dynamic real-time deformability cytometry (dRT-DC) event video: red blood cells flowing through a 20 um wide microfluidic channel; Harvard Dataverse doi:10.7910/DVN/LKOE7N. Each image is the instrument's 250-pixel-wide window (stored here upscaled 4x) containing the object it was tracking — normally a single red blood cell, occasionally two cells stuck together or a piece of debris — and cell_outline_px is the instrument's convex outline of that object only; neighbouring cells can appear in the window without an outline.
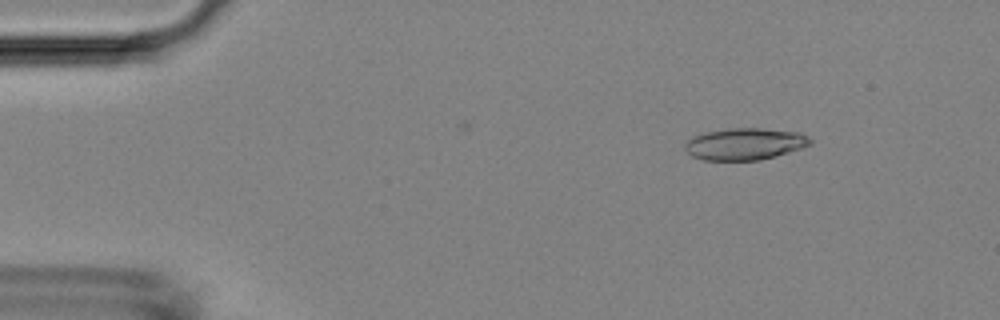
{"species": "Egyptian fruit bat (a non-hibernating species)", "species_latin": "Rousettus aegyptiacus", "temperature_condition": "room temperature", "stored_images_in_passage": 51, "camera_frame_rate_fps": 3000, "um_per_image_px": 0.085, "animal": {"sex": "female"}, "frame": {"image": 1, "passage_image": 6, "time_ms": 1.667, "image_size_px": [1000, 320], "cell_outline_px": [[812, 144], [776, 156], [760, 160], [704, 160], [692, 156], [684, 148], [684, 144], [692, 136], [708, 132], [728, 128], [764, 128], [800, 132], [808, 136], [812, 140]], "centroid_in_image_um": [63.32, 12.23], "position_along_channel_um": 21.7, "area_um2": 23.29}}
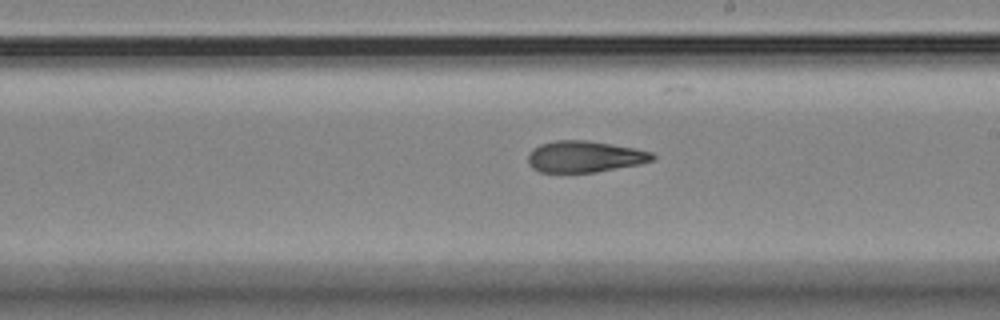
{"frame": {"image": 2, "passage_image": 29, "time_ms": 9.333, "image_size_px": [1000, 320], "cell_outline_px": [[656, 156], [652, 160], [640, 164], [596, 172], [540, 172], [532, 168], [528, 164], [528, 156], [532, 148], [540, 144], [556, 140], [588, 140], [632, 148], [652, 152]], "centroid_in_image_um": [49.66, 13.31], "position_along_channel_um": 239.3, "area_um2": 22.72}}
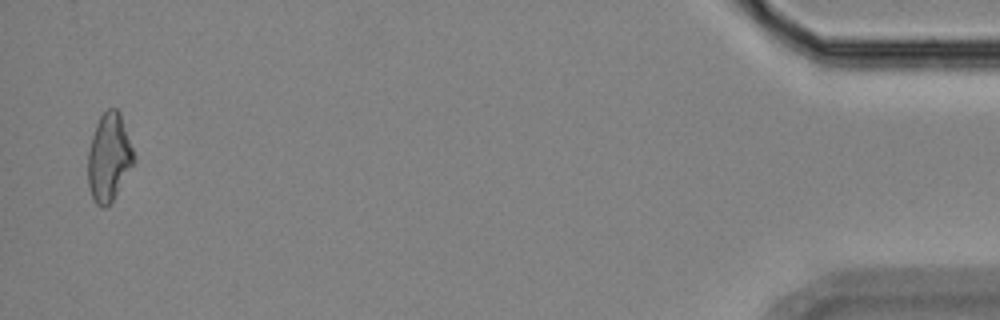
{"frame": {"image": 3, "passage_image": 50, "time_ms": 16.333, "image_size_px": [1000, 320], "cell_outline_px": [[136, 160], [112, 200], [104, 208], [100, 208], [92, 200], [88, 184], [88, 152], [92, 136], [96, 124], [100, 116], [108, 108], [116, 108], [120, 112], [136, 156]], "centroid_in_image_um": [9.27, 13.37], "position_along_channel_um": 425.9, "area_um2": 23.58}, "authors_computed_cell_mechanics": {"area_um2": 23.4668, "velocity_mm_per_s": 3.8476, "shape_relaxation_time_tau1_ms": 5.233, "shape_relaxation_time_tau2_ms": 2.8082, "deformation_change_tau1": 0.1485, "deformation_change_tau2": 0.114}}